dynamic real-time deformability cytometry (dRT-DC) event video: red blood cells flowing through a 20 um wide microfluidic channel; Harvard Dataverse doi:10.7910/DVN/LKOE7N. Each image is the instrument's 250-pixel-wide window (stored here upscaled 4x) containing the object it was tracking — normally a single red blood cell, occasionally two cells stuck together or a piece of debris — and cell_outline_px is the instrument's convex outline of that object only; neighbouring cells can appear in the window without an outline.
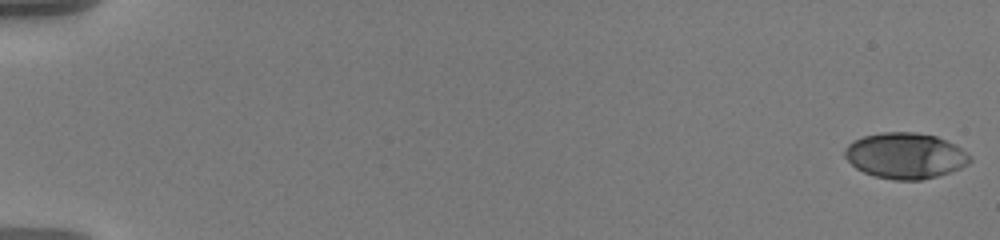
{"species": "human", "species_latin": "Homo sapiens", "temperature_condition": "warm", "stored_images_in_passage": 58, "camera_frame_rate_fps": 3000, "um_per_image_px": 0.085, "donor": {"sex": "male"}, "frame": {"image": 1, "passage_image": 1, "time_ms": 0.0, "image_size_px": [1000, 240], "cell_outline_px": [[972, 160], [968, 164], [960, 168], [936, 176], [920, 180], [892, 180], [876, 176], [864, 172], [856, 168], [844, 156], [844, 148], [852, 140], [864, 136], [880, 132], [916, 132], [936, 136], [960, 148], [972, 156]], "centroid_in_image_um": [76.93, 13.23], "position_along_channel_um": 8.1, "area_um2": 33.35}}
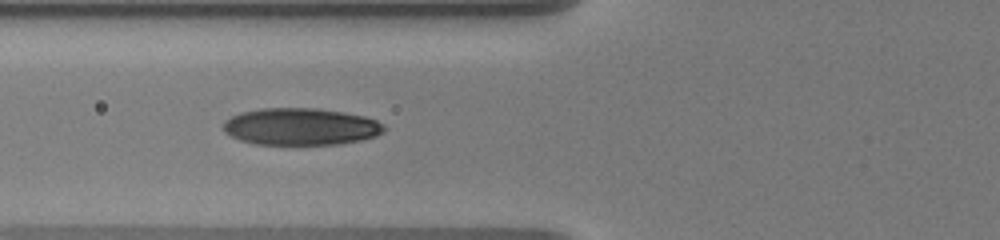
{"frame": {"image": 2, "passage_image": 24, "time_ms": 7.667, "image_size_px": [1000, 240], "cell_outline_px": [[384, 132], [376, 136], [360, 140], [336, 144], [256, 144], [240, 140], [224, 132], [224, 120], [240, 112], [260, 108], [316, 108], [344, 112], [364, 116], [376, 120], [384, 124]], "centroid_in_image_um": [25.56, 10.75], "position_along_channel_um": 100.2, "area_um2": 34.68}}
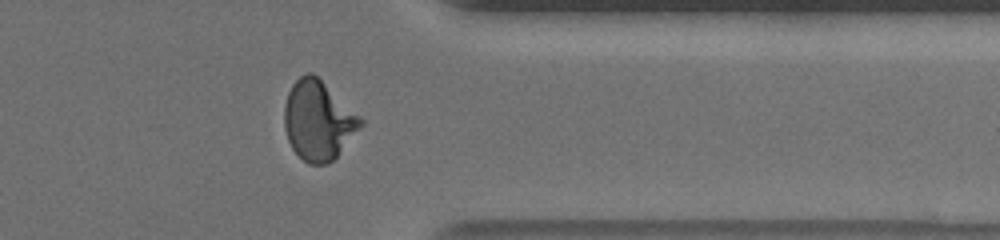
{"frame": {"image": 3, "passage_image": 48, "time_ms": 15.667, "image_size_px": [1000, 240], "cell_outline_px": [[364, 124], [336, 156], [328, 164], [308, 164], [292, 148], [288, 140], [284, 128], [284, 108], [288, 92], [292, 84], [304, 72], [312, 72], [360, 116], [364, 120]], "centroid_in_image_um": [27.03, 10.23], "position_along_channel_um": 384.4, "area_um2": 34.97}, "authors_computed_cell_mechanics": {"area_um2": 33.7263, "velocity_mm_per_s": 3.5931, "shape_relaxation_time_tau1_ms": 4.309, "shape_relaxation_time_tau2_ms": 0.7781, "deformation_change_tau1": 0.2, "deformation_change_tau2": 0.0501}}